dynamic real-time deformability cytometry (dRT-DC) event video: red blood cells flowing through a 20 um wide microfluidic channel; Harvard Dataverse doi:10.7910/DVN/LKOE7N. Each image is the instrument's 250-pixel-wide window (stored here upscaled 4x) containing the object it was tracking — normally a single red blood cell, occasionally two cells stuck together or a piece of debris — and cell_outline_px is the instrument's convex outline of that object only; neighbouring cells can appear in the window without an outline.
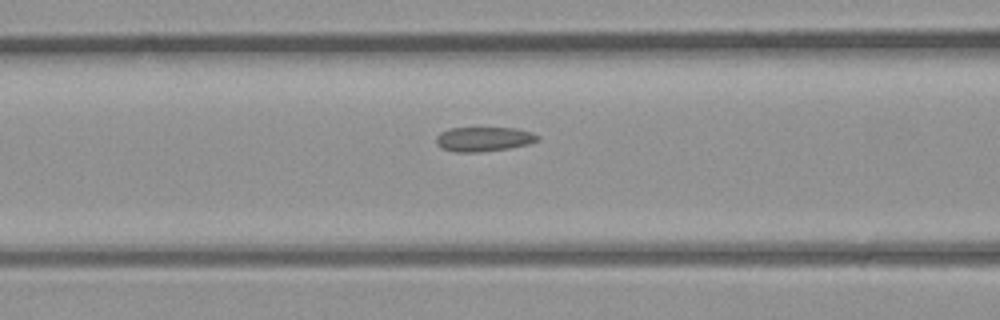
{"species": "common noctule bat (a hibernating species)", "species_latin": "Nyctalus noctula", "temperature_condition": "room temperature", "stored_images_in_passage": 22, "camera_frame_rate_fps": 3000, "um_per_image_px": 0.085, "animal": {"sex": "male", "body_mass_g": 23.1, "forearm_length_mm": 52.7}, "frame": {"image": 1, "passage_image": 11, "time_ms": 3.333, "image_size_px": [1000, 320], "cell_outline_px": [[540, 140], [528, 144], [508, 148], [480, 152], [452, 152], [436, 144], [436, 136], [440, 132], [452, 128], [516, 128], [532, 132], [540, 136]], "centroid_in_image_um": [41.13, 11.82], "position_along_channel_um": 125.5, "area_um2": 14.51}}
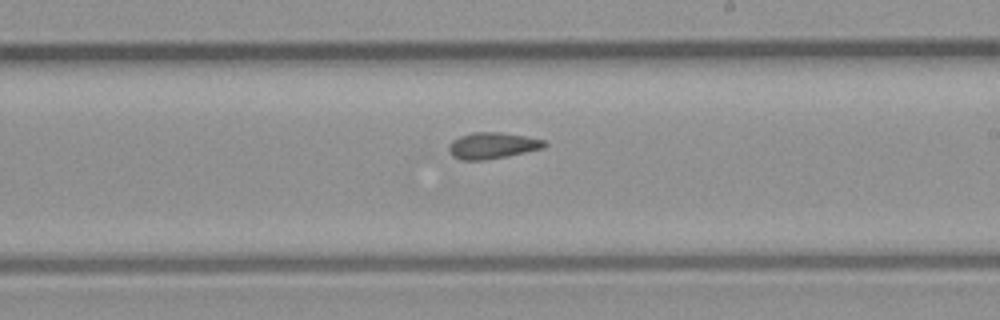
{"frame": {"image": 2, "passage_image": 18, "time_ms": 5.667, "image_size_px": [1000, 320], "cell_outline_px": [[548, 144], [544, 148], [484, 160], [460, 160], [452, 156], [448, 152], [448, 144], [452, 140], [460, 136], [472, 132], [500, 132], [524, 136], [544, 140]], "centroid_in_image_um": [41.8, 12.37], "position_along_channel_um": 247.2, "area_um2": 14.62}}
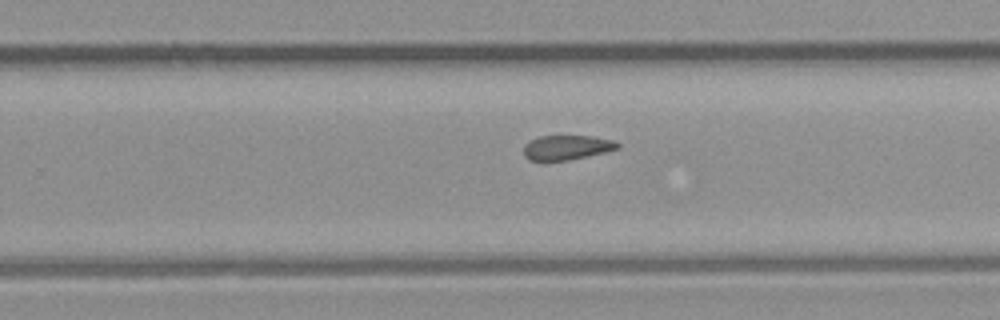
{"frame": {"image": 3, "passage_image": 20, "time_ms": 6.333, "image_size_px": [1000, 320], "cell_outline_px": [[620, 148], [604, 152], [568, 160], [528, 160], [524, 156], [524, 144], [540, 136], [592, 136], [616, 140], [620, 144]], "centroid_in_image_um": [48.2, 12.52], "position_along_channel_um": 281.6, "area_um2": 13.41}}